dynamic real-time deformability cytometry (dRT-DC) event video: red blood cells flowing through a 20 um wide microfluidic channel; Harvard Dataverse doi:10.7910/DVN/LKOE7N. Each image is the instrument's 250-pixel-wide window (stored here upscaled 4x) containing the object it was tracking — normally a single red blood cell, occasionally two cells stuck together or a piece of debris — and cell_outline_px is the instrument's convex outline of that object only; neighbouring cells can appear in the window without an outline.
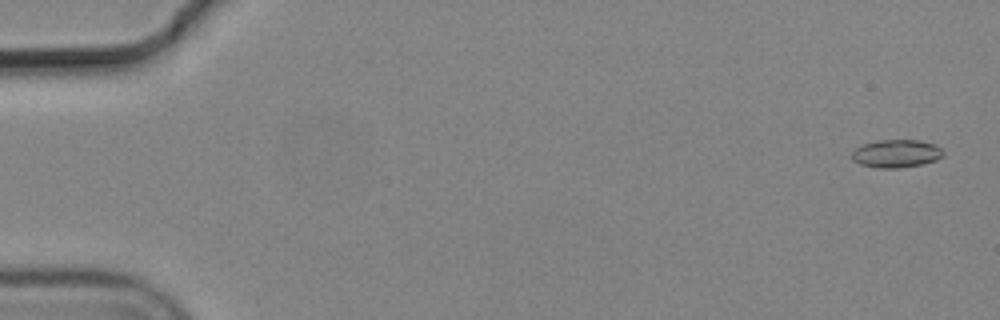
{"species": "common noctule bat (a hibernating species)", "species_latin": "Nyctalus noctula", "temperature_condition": "cold", "stored_images_in_passage": 9, "camera_frame_rate_fps": 3000, "um_per_image_px": 0.085, "animal": {"sex": "male", "body_mass_g": 19.2, "forearm_length_mm": 51.8}, "frame": {"image": 1, "passage_image": 1, "time_ms": 0.0, "image_size_px": [1000, 320], "cell_outline_px": [[944, 156], [936, 160], [924, 164], [900, 168], [876, 168], [860, 164], [852, 160], [852, 152], [856, 148], [864, 144], [876, 140], [920, 140], [936, 144], [944, 152]], "centroid_in_image_um": [76.21, 13.06], "position_along_channel_um": 8.8, "area_um2": 15.09}}
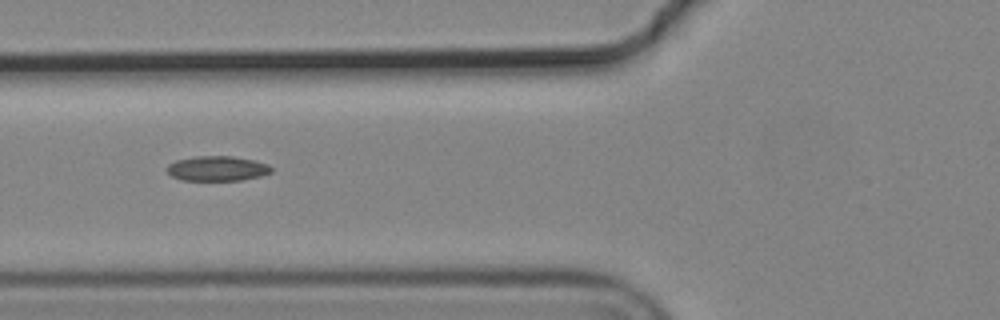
{"frame": {"image": 2, "passage_image": 6, "time_ms": 1.667, "image_size_px": [1000, 320], "cell_outline_px": [[272, 172], [260, 176], [240, 180], [180, 180], [172, 176], [164, 168], [168, 164], [176, 160], [196, 156], [232, 156], [252, 160], [268, 164], [272, 168]], "centroid_in_image_um": [18.43, 14.32], "position_along_channel_um": 107.4, "area_um2": 15.14}}
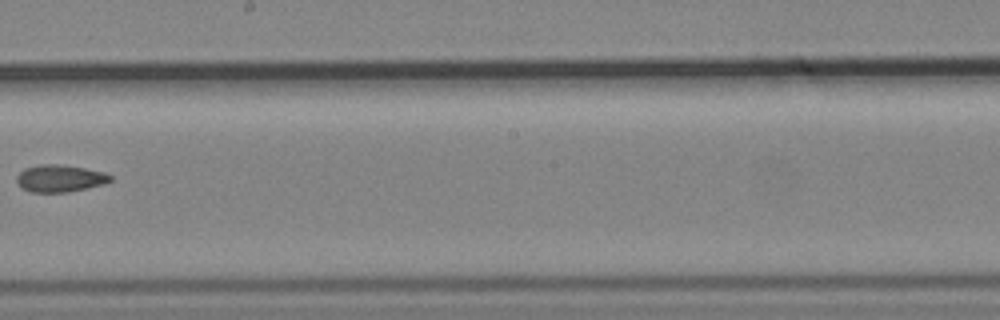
{"frame": {"image": 3, "passage_image": 9, "time_ms": 2.667, "image_size_px": [1000, 320], "cell_outline_px": [[112, 180], [104, 184], [68, 192], [32, 192], [20, 188], [16, 180], [16, 176], [24, 168], [40, 164], [56, 164], [84, 168], [104, 172], [112, 176]], "centroid_in_image_um": [5.07, 15.16], "position_along_channel_um": 243.1, "area_um2": 14.85}}